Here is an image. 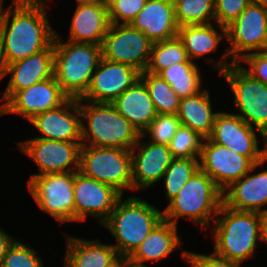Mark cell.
<instances>
[{"instance_id": "6da1fadb", "label": "cell", "mask_w": 267, "mask_h": 267, "mask_svg": "<svg viewBox=\"0 0 267 267\" xmlns=\"http://www.w3.org/2000/svg\"><path fill=\"white\" fill-rule=\"evenodd\" d=\"M44 1L13 2L2 9L0 34L8 64L39 53L53 43L56 32L47 19Z\"/></svg>"}, {"instance_id": "7a4b0ae2", "label": "cell", "mask_w": 267, "mask_h": 267, "mask_svg": "<svg viewBox=\"0 0 267 267\" xmlns=\"http://www.w3.org/2000/svg\"><path fill=\"white\" fill-rule=\"evenodd\" d=\"M164 219L163 212L136 196L117 201L109 218L101 225L116 240L118 255L129 257L150 232Z\"/></svg>"}, {"instance_id": "3957f363", "label": "cell", "mask_w": 267, "mask_h": 267, "mask_svg": "<svg viewBox=\"0 0 267 267\" xmlns=\"http://www.w3.org/2000/svg\"><path fill=\"white\" fill-rule=\"evenodd\" d=\"M53 44L54 77L69 98L80 99L102 58V47L70 40L63 43L57 33Z\"/></svg>"}, {"instance_id": "277c9868", "label": "cell", "mask_w": 267, "mask_h": 267, "mask_svg": "<svg viewBox=\"0 0 267 267\" xmlns=\"http://www.w3.org/2000/svg\"><path fill=\"white\" fill-rule=\"evenodd\" d=\"M83 102L79 99L81 119L87 122L86 127L81 120L82 145L131 150L137 144L142 134L111 103Z\"/></svg>"}, {"instance_id": "5b68a950", "label": "cell", "mask_w": 267, "mask_h": 267, "mask_svg": "<svg viewBox=\"0 0 267 267\" xmlns=\"http://www.w3.org/2000/svg\"><path fill=\"white\" fill-rule=\"evenodd\" d=\"M212 231L213 252L223 258L242 263L253 256L257 240H261L258 212L236 211L221 205Z\"/></svg>"}, {"instance_id": "8992f818", "label": "cell", "mask_w": 267, "mask_h": 267, "mask_svg": "<svg viewBox=\"0 0 267 267\" xmlns=\"http://www.w3.org/2000/svg\"><path fill=\"white\" fill-rule=\"evenodd\" d=\"M223 204V191L200 169L196 171L169 205L163 210L164 220L177 226V219L188 217L201 227H209ZM213 218H211L212 216Z\"/></svg>"}, {"instance_id": "52a82bcc", "label": "cell", "mask_w": 267, "mask_h": 267, "mask_svg": "<svg viewBox=\"0 0 267 267\" xmlns=\"http://www.w3.org/2000/svg\"><path fill=\"white\" fill-rule=\"evenodd\" d=\"M226 28L230 48H227L222 60H208L220 73L234 63H238L246 54L255 52L254 50L256 52L267 50V1L250 2ZM224 58L231 61L225 62Z\"/></svg>"}, {"instance_id": "ba28073f", "label": "cell", "mask_w": 267, "mask_h": 267, "mask_svg": "<svg viewBox=\"0 0 267 267\" xmlns=\"http://www.w3.org/2000/svg\"><path fill=\"white\" fill-rule=\"evenodd\" d=\"M79 172L114 187L132 190V155L122 148L82 145Z\"/></svg>"}, {"instance_id": "9c48e42d", "label": "cell", "mask_w": 267, "mask_h": 267, "mask_svg": "<svg viewBox=\"0 0 267 267\" xmlns=\"http://www.w3.org/2000/svg\"><path fill=\"white\" fill-rule=\"evenodd\" d=\"M221 75L234 93V105L241 112L237 115L251 127L254 125L267 143V85L249 75L241 62L229 66Z\"/></svg>"}, {"instance_id": "30bf717a", "label": "cell", "mask_w": 267, "mask_h": 267, "mask_svg": "<svg viewBox=\"0 0 267 267\" xmlns=\"http://www.w3.org/2000/svg\"><path fill=\"white\" fill-rule=\"evenodd\" d=\"M28 190L39 208L58 222H75L74 172L38 175L28 180Z\"/></svg>"}, {"instance_id": "8fae6325", "label": "cell", "mask_w": 267, "mask_h": 267, "mask_svg": "<svg viewBox=\"0 0 267 267\" xmlns=\"http://www.w3.org/2000/svg\"><path fill=\"white\" fill-rule=\"evenodd\" d=\"M153 42L130 24H110L104 36L102 57L129 65L140 73L146 71Z\"/></svg>"}, {"instance_id": "7c38bea8", "label": "cell", "mask_w": 267, "mask_h": 267, "mask_svg": "<svg viewBox=\"0 0 267 267\" xmlns=\"http://www.w3.org/2000/svg\"><path fill=\"white\" fill-rule=\"evenodd\" d=\"M82 142H64L33 138L20 143L21 149L34 160L40 174H34L30 180L38 175L59 172H77L80 168V152Z\"/></svg>"}, {"instance_id": "4fadbf2b", "label": "cell", "mask_w": 267, "mask_h": 267, "mask_svg": "<svg viewBox=\"0 0 267 267\" xmlns=\"http://www.w3.org/2000/svg\"><path fill=\"white\" fill-rule=\"evenodd\" d=\"M208 138L237 154L247 156L254 164L267 158V143H264V148L260 150L254 127L237 114L217 112L212 133Z\"/></svg>"}, {"instance_id": "5bb4252c", "label": "cell", "mask_w": 267, "mask_h": 267, "mask_svg": "<svg viewBox=\"0 0 267 267\" xmlns=\"http://www.w3.org/2000/svg\"><path fill=\"white\" fill-rule=\"evenodd\" d=\"M75 221H85L87 215L98 218L102 225L123 196L114 187L74 172Z\"/></svg>"}, {"instance_id": "9a60e30c", "label": "cell", "mask_w": 267, "mask_h": 267, "mask_svg": "<svg viewBox=\"0 0 267 267\" xmlns=\"http://www.w3.org/2000/svg\"><path fill=\"white\" fill-rule=\"evenodd\" d=\"M204 140L199 156V169L205 172L222 191L247 174L254 165L247 156L237 154L223 145L212 142L209 138Z\"/></svg>"}, {"instance_id": "2e32d148", "label": "cell", "mask_w": 267, "mask_h": 267, "mask_svg": "<svg viewBox=\"0 0 267 267\" xmlns=\"http://www.w3.org/2000/svg\"><path fill=\"white\" fill-rule=\"evenodd\" d=\"M69 97L64 93L55 77L35 83L27 89L17 91L0 107L2 114H18L31 120L34 116L64 104Z\"/></svg>"}, {"instance_id": "e0dca14e", "label": "cell", "mask_w": 267, "mask_h": 267, "mask_svg": "<svg viewBox=\"0 0 267 267\" xmlns=\"http://www.w3.org/2000/svg\"><path fill=\"white\" fill-rule=\"evenodd\" d=\"M138 79L135 68L101 58L86 93L80 98L93 103H111Z\"/></svg>"}, {"instance_id": "ac0fdd59", "label": "cell", "mask_w": 267, "mask_h": 267, "mask_svg": "<svg viewBox=\"0 0 267 267\" xmlns=\"http://www.w3.org/2000/svg\"><path fill=\"white\" fill-rule=\"evenodd\" d=\"M30 122L43 135L35 138L64 142L82 141L79 99L69 98L60 107L34 116Z\"/></svg>"}, {"instance_id": "d6986e66", "label": "cell", "mask_w": 267, "mask_h": 267, "mask_svg": "<svg viewBox=\"0 0 267 267\" xmlns=\"http://www.w3.org/2000/svg\"><path fill=\"white\" fill-rule=\"evenodd\" d=\"M142 137L141 135L137 144L130 150L133 190L145 189L160 181L174 159L168 145L150 141L145 144ZM136 147L140 148L139 153H137Z\"/></svg>"}, {"instance_id": "ffe728a7", "label": "cell", "mask_w": 267, "mask_h": 267, "mask_svg": "<svg viewBox=\"0 0 267 267\" xmlns=\"http://www.w3.org/2000/svg\"><path fill=\"white\" fill-rule=\"evenodd\" d=\"M11 78L2 97L5 103L17 92L54 77V44L29 57L8 64L5 76Z\"/></svg>"}, {"instance_id": "44dd1931", "label": "cell", "mask_w": 267, "mask_h": 267, "mask_svg": "<svg viewBox=\"0 0 267 267\" xmlns=\"http://www.w3.org/2000/svg\"><path fill=\"white\" fill-rule=\"evenodd\" d=\"M266 161L267 158L254 164L247 174L223 191L225 206L236 211L258 213L263 211L262 206L267 205V170L252 175L250 172L261 167Z\"/></svg>"}, {"instance_id": "7402d4cb", "label": "cell", "mask_w": 267, "mask_h": 267, "mask_svg": "<svg viewBox=\"0 0 267 267\" xmlns=\"http://www.w3.org/2000/svg\"><path fill=\"white\" fill-rule=\"evenodd\" d=\"M130 25L143 32L153 43L177 37L179 27L173 0H147Z\"/></svg>"}, {"instance_id": "603a6c76", "label": "cell", "mask_w": 267, "mask_h": 267, "mask_svg": "<svg viewBox=\"0 0 267 267\" xmlns=\"http://www.w3.org/2000/svg\"><path fill=\"white\" fill-rule=\"evenodd\" d=\"M109 26L107 4L77 3L68 40L102 45Z\"/></svg>"}, {"instance_id": "cb8c5ba5", "label": "cell", "mask_w": 267, "mask_h": 267, "mask_svg": "<svg viewBox=\"0 0 267 267\" xmlns=\"http://www.w3.org/2000/svg\"><path fill=\"white\" fill-rule=\"evenodd\" d=\"M111 104L141 134L157 116L149 91L141 79L126 89Z\"/></svg>"}, {"instance_id": "d4e9b609", "label": "cell", "mask_w": 267, "mask_h": 267, "mask_svg": "<svg viewBox=\"0 0 267 267\" xmlns=\"http://www.w3.org/2000/svg\"><path fill=\"white\" fill-rule=\"evenodd\" d=\"M179 244L177 226L163 219L128 258L132 267H146L143 262L163 260Z\"/></svg>"}, {"instance_id": "484cf974", "label": "cell", "mask_w": 267, "mask_h": 267, "mask_svg": "<svg viewBox=\"0 0 267 267\" xmlns=\"http://www.w3.org/2000/svg\"><path fill=\"white\" fill-rule=\"evenodd\" d=\"M65 267H106L118 253L112 244L67 237Z\"/></svg>"}, {"instance_id": "4316f807", "label": "cell", "mask_w": 267, "mask_h": 267, "mask_svg": "<svg viewBox=\"0 0 267 267\" xmlns=\"http://www.w3.org/2000/svg\"><path fill=\"white\" fill-rule=\"evenodd\" d=\"M217 112L212 111L208 90L180 100L177 117L181 125L189 127L201 137L208 138L213 130Z\"/></svg>"}, {"instance_id": "83f0119b", "label": "cell", "mask_w": 267, "mask_h": 267, "mask_svg": "<svg viewBox=\"0 0 267 267\" xmlns=\"http://www.w3.org/2000/svg\"><path fill=\"white\" fill-rule=\"evenodd\" d=\"M218 26L221 32L216 31L213 23L186 25L178 28L177 36L182 41L191 61L215 51L218 44L221 43L223 35L225 38L227 37V28L222 25Z\"/></svg>"}, {"instance_id": "f1b7e54d", "label": "cell", "mask_w": 267, "mask_h": 267, "mask_svg": "<svg viewBox=\"0 0 267 267\" xmlns=\"http://www.w3.org/2000/svg\"><path fill=\"white\" fill-rule=\"evenodd\" d=\"M194 62L174 64L162 70L159 75L182 99L196 95L200 90L201 76Z\"/></svg>"}, {"instance_id": "f546056e", "label": "cell", "mask_w": 267, "mask_h": 267, "mask_svg": "<svg viewBox=\"0 0 267 267\" xmlns=\"http://www.w3.org/2000/svg\"><path fill=\"white\" fill-rule=\"evenodd\" d=\"M140 79L149 91L157 114L177 115L181 98L159 74L144 71Z\"/></svg>"}, {"instance_id": "4dcf8cb0", "label": "cell", "mask_w": 267, "mask_h": 267, "mask_svg": "<svg viewBox=\"0 0 267 267\" xmlns=\"http://www.w3.org/2000/svg\"><path fill=\"white\" fill-rule=\"evenodd\" d=\"M193 62L189 59L182 41L177 37L155 42L151 47V56L146 71L159 74L171 65Z\"/></svg>"}, {"instance_id": "1f68e13d", "label": "cell", "mask_w": 267, "mask_h": 267, "mask_svg": "<svg viewBox=\"0 0 267 267\" xmlns=\"http://www.w3.org/2000/svg\"><path fill=\"white\" fill-rule=\"evenodd\" d=\"M173 2L178 27L216 22L214 0H173Z\"/></svg>"}, {"instance_id": "d6a6232c", "label": "cell", "mask_w": 267, "mask_h": 267, "mask_svg": "<svg viewBox=\"0 0 267 267\" xmlns=\"http://www.w3.org/2000/svg\"><path fill=\"white\" fill-rule=\"evenodd\" d=\"M199 170V159L174 158L162 176L164 188L169 202L178 195L179 191L189 181L192 175Z\"/></svg>"}, {"instance_id": "836d02e7", "label": "cell", "mask_w": 267, "mask_h": 267, "mask_svg": "<svg viewBox=\"0 0 267 267\" xmlns=\"http://www.w3.org/2000/svg\"><path fill=\"white\" fill-rule=\"evenodd\" d=\"M203 141L197 132L180 125L168 146L174 158L198 159Z\"/></svg>"}, {"instance_id": "e575fe53", "label": "cell", "mask_w": 267, "mask_h": 267, "mask_svg": "<svg viewBox=\"0 0 267 267\" xmlns=\"http://www.w3.org/2000/svg\"><path fill=\"white\" fill-rule=\"evenodd\" d=\"M180 125L181 122L175 114H157L155 119L142 132V136L148 134L150 142L169 145Z\"/></svg>"}, {"instance_id": "d590c367", "label": "cell", "mask_w": 267, "mask_h": 267, "mask_svg": "<svg viewBox=\"0 0 267 267\" xmlns=\"http://www.w3.org/2000/svg\"><path fill=\"white\" fill-rule=\"evenodd\" d=\"M38 253L17 240L9 247L0 267H44Z\"/></svg>"}, {"instance_id": "8d00e7d4", "label": "cell", "mask_w": 267, "mask_h": 267, "mask_svg": "<svg viewBox=\"0 0 267 267\" xmlns=\"http://www.w3.org/2000/svg\"><path fill=\"white\" fill-rule=\"evenodd\" d=\"M147 0H108L110 24H130L143 9Z\"/></svg>"}, {"instance_id": "74e56055", "label": "cell", "mask_w": 267, "mask_h": 267, "mask_svg": "<svg viewBox=\"0 0 267 267\" xmlns=\"http://www.w3.org/2000/svg\"><path fill=\"white\" fill-rule=\"evenodd\" d=\"M249 0H214L217 25L227 27L249 5Z\"/></svg>"}, {"instance_id": "f35d334b", "label": "cell", "mask_w": 267, "mask_h": 267, "mask_svg": "<svg viewBox=\"0 0 267 267\" xmlns=\"http://www.w3.org/2000/svg\"><path fill=\"white\" fill-rule=\"evenodd\" d=\"M182 256L186 258L192 267H240L242 264L220 257L214 252L211 254H197L183 251Z\"/></svg>"}, {"instance_id": "ab89813d", "label": "cell", "mask_w": 267, "mask_h": 267, "mask_svg": "<svg viewBox=\"0 0 267 267\" xmlns=\"http://www.w3.org/2000/svg\"><path fill=\"white\" fill-rule=\"evenodd\" d=\"M240 61L249 65V75L267 85V50L246 54Z\"/></svg>"}, {"instance_id": "60d3db41", "label": "cell", "mask_w": 267, "mask_h": 267, "mask_svg": "<svg viewBox=\"0 0 267 267\" xmlns=\"http://www.w3.org/2000/svg\"><path fill=\"white\" fill-rule=\"evenodd\" d=\"M16 239L9 236L5 230L0 229V265L4 256L7 254L9 247L14 243Z\"/></svg>"}, {"instance_id": "b9f144b4", "label": "cell", "mask_w": 267, "mask_h": 267, "mask_svg": "<svg viewBox=\"0 0 267 267\" xmlns=\"http://www.w3.org/2000/svg\"><path fill=\"white\" fill-rule=\"evenodd\" d=\"M259 221L262 242L267 244V208L259 212Z\"/></svg>"}, {"instance_id": "7bdbcfd3", "label": "cell", "mask_w": 267, "mask_h": 267, "mask_svg": "<svg viewBox=\"0 0 267 267\" xmlns=\"http://www.w3.org/2000/svg\"><path fill=\"white\" fill-rule=\"evenodd\" d=\"M106 267H132L127 256L118 255Z\"/></svg>"}, {"instance_id": "ee69618b", "label": "cell", "mask_w": 267, "mask_h": 267, "mask_svg": "<svg viewBox=\"0 0 267 267\" xmlns=\"http://www.w3.org/2000/svg\"><path fill=\"white\" fill-rule=\"evenodd\" d=\"M8 63L4 54L3 40L0 34V80L5 77Z\"/></svg>"}, {"instance_id": "f6af8a7d", "label": "cell", "mask_w": 267, "mask_h": 267, "mask_svg": "<svg viewBox=\"0 0 267 267\" xmlns=\"http://www.w3.org/2000/svg\"><path fill=\"white\" fill-rule=\"evenodd\" d=\"M108 0H77V3L107 4Z\"/></svg>"}, {"instance_id": "bcb514c9", "label": "cell", "mask_w": 267, "mask_h": 267, "mask_svg": "<svg viewBox=\"0 0 267 267\" xmlns=\"http://www.w3.org/2000/svg\"><path fill=\"white\" fill-rule=\"evenodd\" d=\"M13 2H21V1H42V0H12Z\"/></svg>"}, {"instance_id": "7dc6e473", "label": "cell", "mask_w": 267, "mask_h": 267, "mask_svg": "<svg viewBox=\"0 0 267 267\" xmlns=\"http://www.w3.org/2000/svg\"><path fill=\"white\" fill-rule=\"evenodd\" d=\"M250 2H265L267 0H249Z\"/></svg>"}, {"instance_id": "c3c4849f", "label": "cell", "mask_w": 267, "mask_h": 267, "mask_svg": "<svg viewBox=\"0 0 267 267\" xmlns=\"http://www.w3.org/2000/svg\"><path fill=\"white\" fill-rule=\"evenodd\" d=\"M3 0H0V13L2 12V9H3Z\"/></svg>"}]
</instances>
